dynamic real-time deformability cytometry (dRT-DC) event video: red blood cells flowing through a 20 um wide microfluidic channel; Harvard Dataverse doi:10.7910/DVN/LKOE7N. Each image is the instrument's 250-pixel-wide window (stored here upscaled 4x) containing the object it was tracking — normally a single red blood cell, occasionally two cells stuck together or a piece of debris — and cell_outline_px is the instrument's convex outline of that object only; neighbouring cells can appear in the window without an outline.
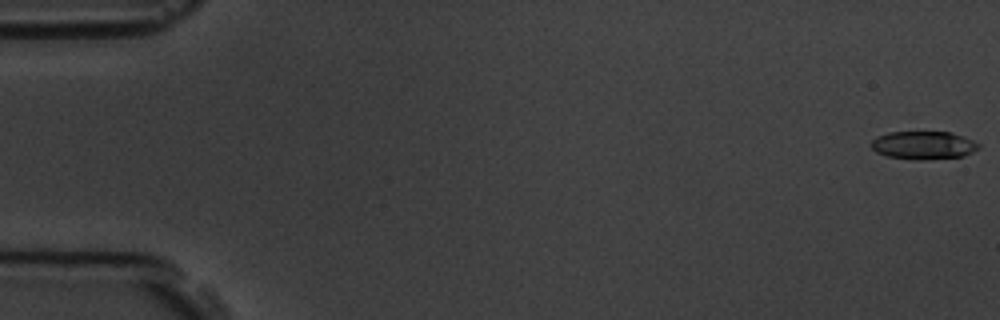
{"species": "common noctule bat (a hibernating species)", "species_latin": "Nyctalus noctula", "temperature_condition": "room temperature", "stored_images_in_passage": 5, "camera_frame_rate_fps": 3000, "um_per_image_px": 0.085, "animal": {"sex": "male", "body_mass_g": 19.5, "forearm_length_mm": 54.6}, "frame": {"image": 1, "passage_image": 1, "time_ms": 0.0, "image_size_px": [1000, 320], "cell_outline_px": [[980, 148], [964, 156], [928, 160], [912, 160], [888, 156], [876, 152], [872, 148], [872, 140], [876, 136], [888, 132], [952, 132], [972, 140], [980, 144]], "centroid_in_image_um": [78.5, 12.35], "position_along_channel_um": 6.5, "area_um2": 17.74}}
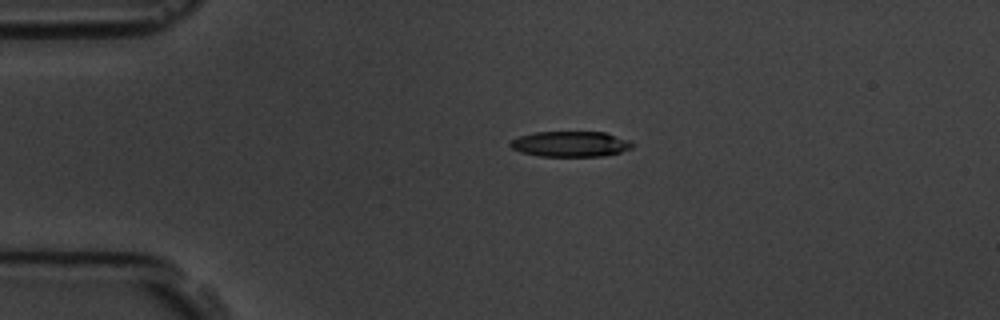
{"frame": {"image": 2, "passage_image": 4, "time_ms": 4.0, "image_size_px": [1000, 320], "cell_outline_px": [[636, 144], [632, 148], [620, 152], [604, 156], [540, 156], [520, 152], [512, 148], [508, 144], [512, 140], [520, 136], [536, 132], [604, 132], [632, 140]], "centroid_in_image_um": [48.54, 12.24], "position_along_channel_um": 36.5, "area_um2": 18.26}}